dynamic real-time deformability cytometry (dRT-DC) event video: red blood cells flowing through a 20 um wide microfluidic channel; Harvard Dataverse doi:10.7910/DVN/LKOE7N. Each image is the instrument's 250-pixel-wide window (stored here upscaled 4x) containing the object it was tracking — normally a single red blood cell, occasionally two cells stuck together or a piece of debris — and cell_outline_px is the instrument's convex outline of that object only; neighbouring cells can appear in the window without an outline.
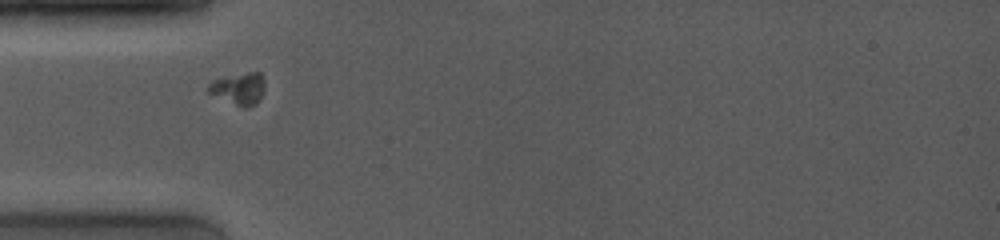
{"species": "common noctule bat (a hibernating species)", "species_latin": "Nyctalus noctula", "temperature_condition": "room temperature", "stored_images_in_passage": 4, "camera_frame_rate_fps": 4000, "um_per_image_px": 0.085, "animal": {"sex": "female", "body_mass_g": 19.0, "forearm_length_mm": 53.3}, "frame": {"image": 1, "passage_image": 2, "time_ms": 1.0, "image_size_px": [1000, 240], "cell_outline_px": [[264, 88], [256, 104], [248, 108], [244, 108], [208, 92], [204, 88], [212, 80], [248, 72], [260, 72], [264, 80]], "centroid_in_image_um": [20.29, 7.53], "position_along_channel_um": 64.7, "area_um2": 10.35}}